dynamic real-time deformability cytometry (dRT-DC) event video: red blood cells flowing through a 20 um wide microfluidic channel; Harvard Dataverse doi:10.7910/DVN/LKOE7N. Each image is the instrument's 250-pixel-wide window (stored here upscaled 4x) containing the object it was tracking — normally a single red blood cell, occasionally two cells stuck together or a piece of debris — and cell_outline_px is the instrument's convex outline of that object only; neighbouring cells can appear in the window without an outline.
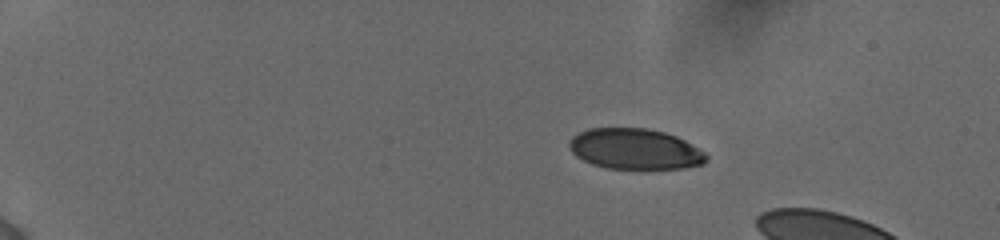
{"species": "human", "species_latin": "Homo sapiens", "temperature_condition": "cold", "stored_images_in_passage": 4, "camera_frame_rate_fps": 3000, "um_per_image_px": 0.085, "donor": {"sex": "female"}, "frame": {"image": 1, "passage_image": 1, "time_ms": 0.0, "image_size_px": [1000, 240], "cell_outline_px": [[708, 160], [704, 164], [684, 168], [648, 172], [640, 172], [604, 168], [592, 164], [576, 156], [572, 152], [568, 144], [572, 136], [588, 128], [644, 128], [664, 132], [676, 136], [692, 144], [704, 152], [708, 156]], "centroid_in_image_um": [54.0, 12.73], "position_along_channel_um": 31.0, "area_um2": 33.7}}